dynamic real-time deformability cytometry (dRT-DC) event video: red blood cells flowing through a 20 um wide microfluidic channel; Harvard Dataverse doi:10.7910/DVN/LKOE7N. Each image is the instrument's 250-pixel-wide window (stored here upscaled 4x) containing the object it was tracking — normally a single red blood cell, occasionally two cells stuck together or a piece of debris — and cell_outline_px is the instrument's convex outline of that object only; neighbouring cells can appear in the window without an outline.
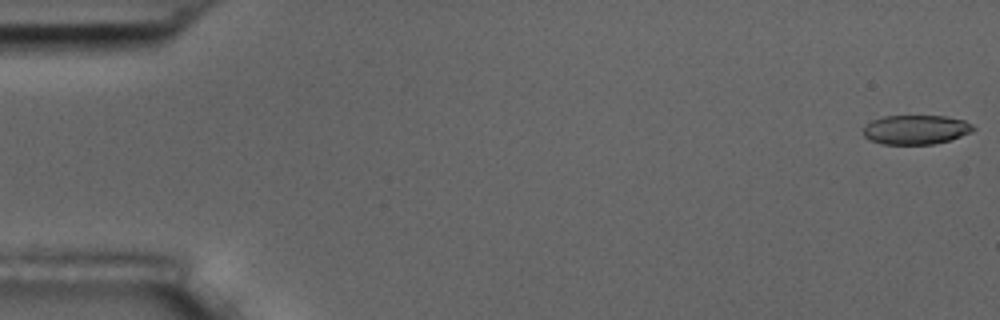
{"species": "common noctule bat (a hibernating species)", "species_latin": "Nyctalus noctula", "temperature_condition": "room temperature", "stored_images_in_passage": 5, "camera_frame_rate_fps": 3000, "um_per_image_px": 0.085, "animal": {"sex": "male", "body_mass_g": 17.5, "forearm_length_mm": 52.3}, "frame": {"image": 1, "passage_image": 1, "time_ms": 0.0, "image_size_px": [1000, 320], "cell_outline_px": [[976, 128], [972, 132], [948, 140], [932, 144], [880, 144], [864, 136], [864, 128], [872, 120], [884, 116], [944, 116], [964, 120], [972, 124]], "centroid_in_image_um": [77.87, 11.01], "position_along_channel_um": 7.1, "area_um2": 18.61}}
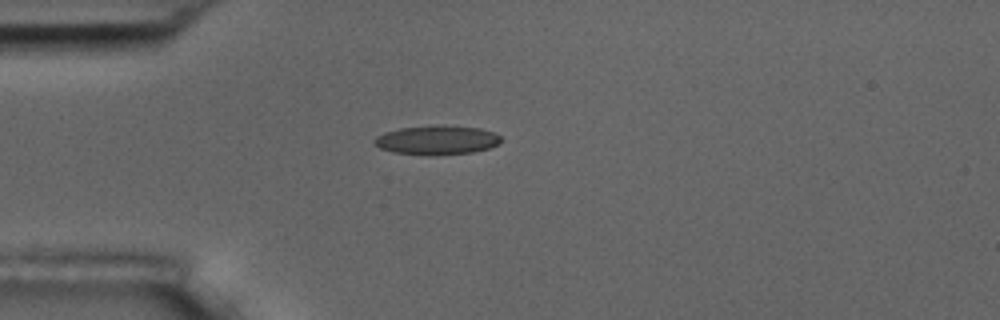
{"frame": {"image": 2, "passage_image": 5, "time_ms": 4.667, "image_size_px": [1000, 320], "cell_outline_px": [[504, 140], [500, 144], [488, 148], [472, 152], [432, 156], [428, 156], [392, 152], [380, 148], [372, 140], [376, 136], [384, 132], [400, 128], [480, 128], [496, 132]], "centroid_in_image_um": [37.15, 11.96], "position_along_channel_um": 47.8, "area_um2": 20.87}}